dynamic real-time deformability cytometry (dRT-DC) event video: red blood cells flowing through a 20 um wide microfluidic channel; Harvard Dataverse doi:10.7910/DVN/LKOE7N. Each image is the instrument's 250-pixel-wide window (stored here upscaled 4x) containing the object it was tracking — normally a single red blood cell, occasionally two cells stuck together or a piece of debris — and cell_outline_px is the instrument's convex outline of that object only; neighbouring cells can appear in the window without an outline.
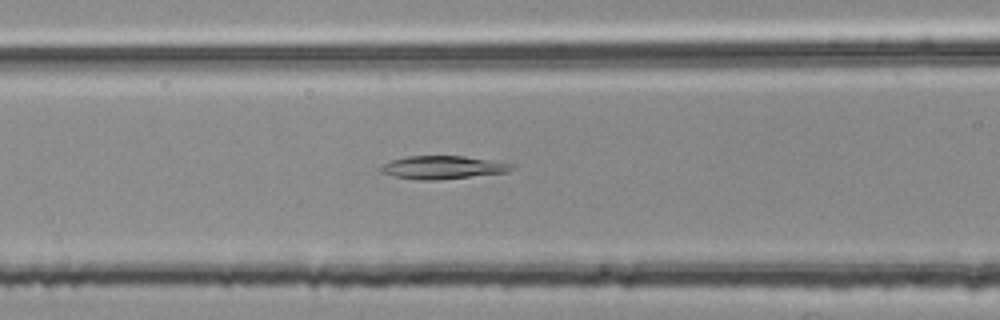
{"species": "common noctule bat (a hibernating species)", "species_latin": "Nyctalus noctula", "temperature_condition": "room temperature", "stored_images_in_passage": 54, "camera_frame_rate_fps": 3000, "um_per_image_px": 0.085, "animal": {"sex": "female", "body_mass_g": 25.1}, "frame": {"image": 1, "passage_image": 22, "time_ms": 7.0, "image_size_px": [1000, 320], "cell_outline_px": [[516, 168], [508, 172], [440, 180], [420, 180], [392, 176], [380, 172], [380, 168], [384, 164], [392, 160], [408, 156], [464, 156], [516, 164]], "centroid_in_image_um": [37.68, 14.23], "position_along_channel_um": 128.9, "area_um2": 17.74}}
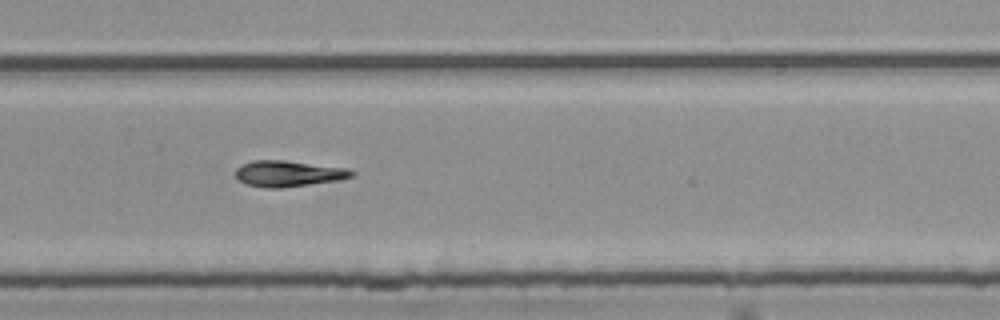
{"frame": {"image": 2, "passage_image": 36, "time_ms": 11.667, "image_size_px": [1000, 320], "cell_outline_px": [[356, 176], [340, 180], [280, 188], [268, 188], [244, 184], [236, 176], [236, 168], [240, 164], [252, 160], [284, 160], [348, 168], [356, 172]], "centroid_in_image_um": [24.53, 14.75], "position_along_channel_um": 305.3, "area_um2": 17.8}}
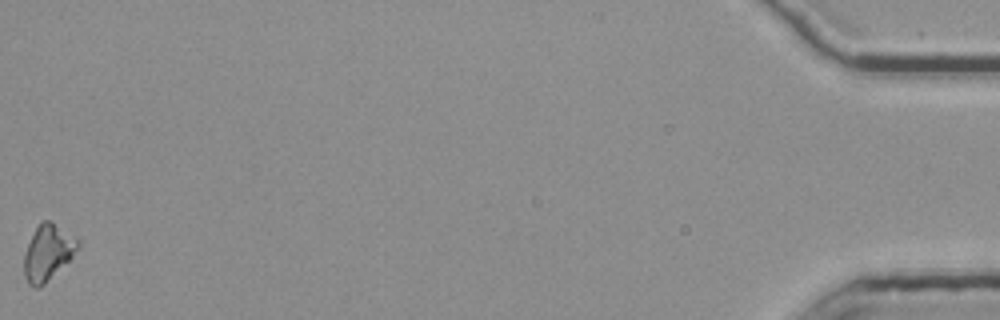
{"frame": {"image": 3, "passage_image": 54, "time_ms": 17.667, "image_size_px": [1000, 320], "cell_outline_px": [[80, 248], [44, 284], [36, 288], [28, 284], [24, 276], [24, 256], [28, 244], [36, 228], [44, 220], [52, 220], [76, 236], [80, 240]], "centroid_in_image_um": [4.1, 21.43], "position_along_channel_um": 431.1, "area_um2": 17.4}}